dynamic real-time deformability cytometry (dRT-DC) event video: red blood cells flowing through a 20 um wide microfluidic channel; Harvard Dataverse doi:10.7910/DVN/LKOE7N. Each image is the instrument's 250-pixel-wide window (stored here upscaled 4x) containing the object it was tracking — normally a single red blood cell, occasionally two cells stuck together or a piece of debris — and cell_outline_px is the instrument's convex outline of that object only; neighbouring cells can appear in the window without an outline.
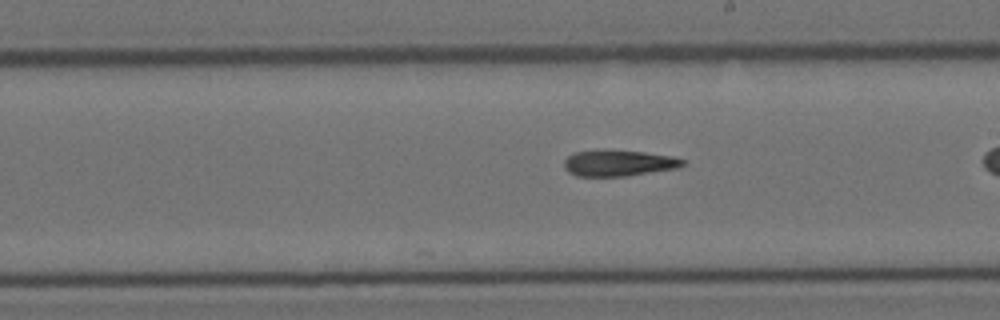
{"species": "Egyptian fruit bat (a non-hibernating species)", "species_latin": "Rousettus aegyptiacus", "temperature_condition": "cold", "stored_images_in_passage": 33, "camera_frame_rate_fps": 3000, "um_per_image_px": 0.085, "animal": {"sex": "female"}, "frame": {"image": 1, "passage_image": 21, "time_ms": 6.667, "image_size_px": [1000, 320], "cell_outline_px": [[684, 164], [680, 168], [628, 176], [576, 176], [568, 172], [564, 168], [564, 160], [572, 152], [604, 148], [644, 152], [672, 156], [684, 160]], "centroid_in_image_um": [52.55, 13.84], "position_along_channel_um": 236.5, "area_um2": 18.61}}
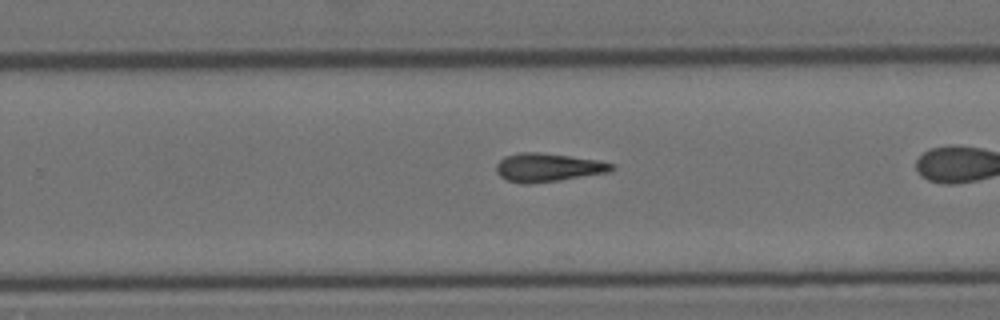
{"frame": {"image": 2, "passage_image": 25, "time_ms": 8.0, "image_size_px": [1000, 320], "cell_outline_px": [[616, 168], [608, 172], [560, 180], [528, 184], [520, 184], [504, 180], [496, 172], [496, 164], [504, 156], [520, 152], [540, 152], [596, 160], [616, 164]], "centroid_in_image_um": [46.53, 14.24], "position_along_channel_um": 283.3, "area_um2": 19.25}}